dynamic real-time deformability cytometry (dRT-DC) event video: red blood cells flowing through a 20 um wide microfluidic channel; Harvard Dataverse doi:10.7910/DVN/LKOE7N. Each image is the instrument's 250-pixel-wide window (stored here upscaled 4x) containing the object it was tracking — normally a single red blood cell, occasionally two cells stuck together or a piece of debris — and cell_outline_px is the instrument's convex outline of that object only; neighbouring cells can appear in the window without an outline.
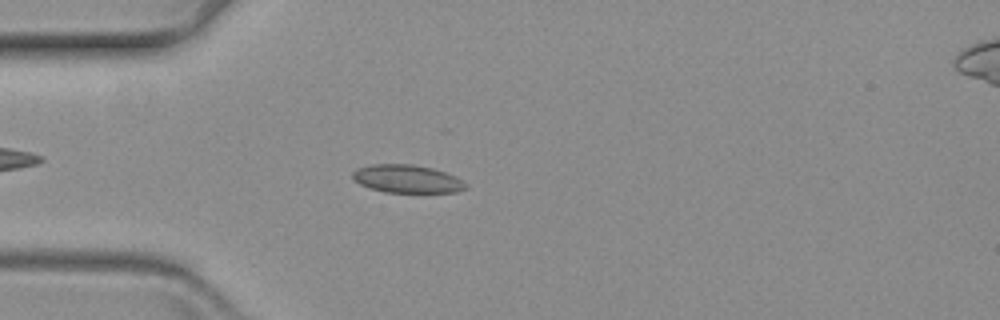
{"species": "common noctule bat (a hibernating species)", "species_latin": "Nyctalus noctula", "temperature_condition": "warm", "stored_images_in_passage": 59, "camera_frame_rate_fps": 3000, "um_per_image_px": 0.085, "animal": {"sex": "female", "body_mass_g": 19.3, "forearm_length_mm": 54.1}, "frame": {"image": 1, "passage_image": 16, "time_ms": 5.0, "image_size_px": [1000, 320], "cell_outline_px": [[468, 188], [456, 192], [384, 192], [360, 184], [352, 176], [352, 172], [356, 168], [372, 164], [412, 164], [432, 168], [456, 176], [464, 180], [468, 184]], "centroid_in_image_um": [34.64, 15.2], "position_along_channel_um": 50.4, "area_um2": 18.5}}
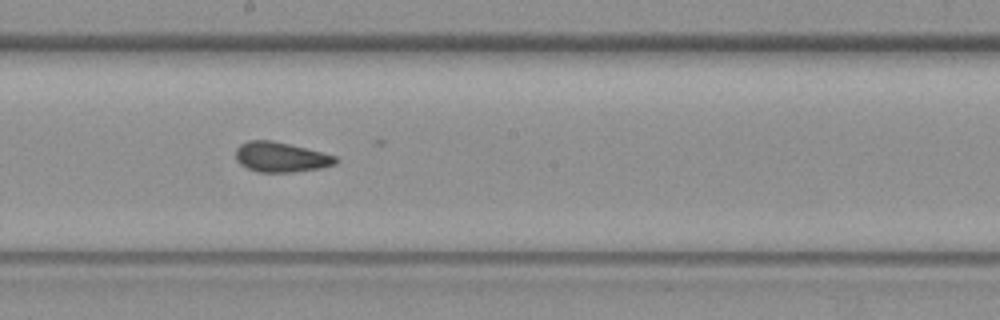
{"frame": {"image": 2, "passage_image": 32, "time_ms": 10.333, "image_size_px": [1000, 320], "cell_outline_px": [[340, 160], [336, 164], [320, 168], [292, 172], [256, 172], [240, 164], [236, 160], [236, 148], [240, 144], [248, 140], [272, 140], [336, 156]], "centroid_in_image_um": [23.85, 13.36], "position_along_channel_um": 224.3, "area_um2": 17.4}}
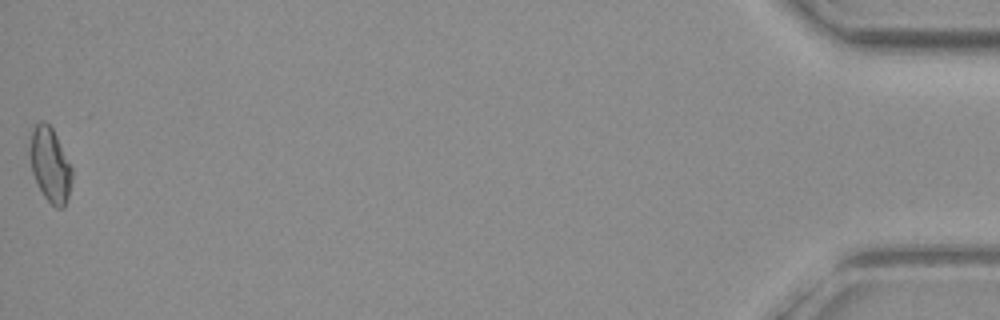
{"frame": {"image": 3, "passage_image": 59, "time_ms": 19.333, "image_size_px": [1000, 320], "cell_outline_px": [[72, 180], [68, 196], [64, 208], [56, 208], [44, 196], [32, 172], [28, 152], [28, 148], [32, 132], [36, 124], [40, 120], [44, 120], [52, 128], [72, 168]], "centroid_in_image_um": [4.24, 14.0], "position_along_channel_um": 431.0, "area_um2": 18.15}}